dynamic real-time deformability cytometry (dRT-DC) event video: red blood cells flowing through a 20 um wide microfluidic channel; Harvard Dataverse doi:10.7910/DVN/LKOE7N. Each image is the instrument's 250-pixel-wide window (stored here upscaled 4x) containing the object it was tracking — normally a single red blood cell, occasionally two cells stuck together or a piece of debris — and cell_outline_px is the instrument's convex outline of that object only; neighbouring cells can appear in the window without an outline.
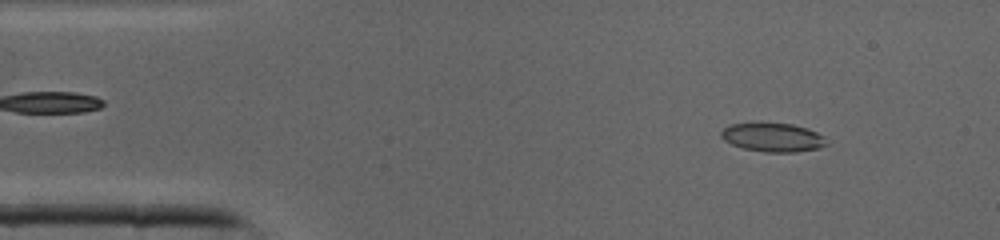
{"species": "common noctule bat (a hibernating species)", "species_latin": "Nyctalus noctula", "temperature_condition": "cold", "stored_images_in_passage": 39, "camera_frame_rate_fps": 3000, "um_per_image_px": 0.085, "animal": {"sex": "male", "body_mass_g": 19.0, "forearm_length_mm": 50.8}, "frame": {"image": 1, "passage_image": 3, "time_ms": 0.667, "image_size_px": [1000, 240], "cell_outline_px": [[828, 144], [820, 148], [796, 152], [764, 152], [744, 148], [732, 144], [724, 140], [720, 136], [720, 132], [724, 128], [732, 124], [760, 120], [792, 124], [808, 128], [824, 136]], "centroid_in_image_um": [65.68, 11.63], "position_along_channel_um": 19.3, "area_um2": 18.32}}
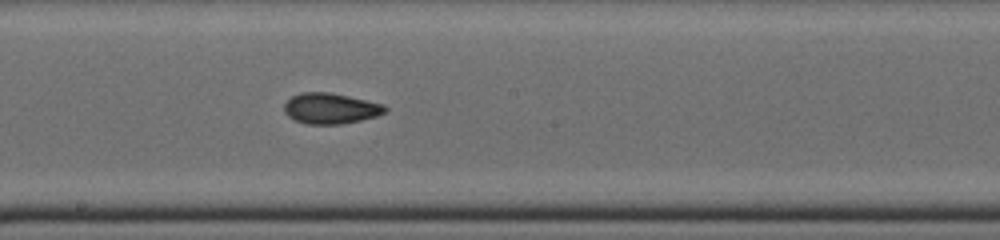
{"frame": {"image": 2, "passage_image": 20, "time_ms": 6.333, "image_size_px": [1000, 240], "cell_outline_px": [[388, 108], [384, 112], [376, 116], [360, 120], [340, 124], [308, 124], [296, 120], [288, 116], [284, 112], [284, 104], [292, 96], [300, 92], [328, 92], [348, 96], [384, 104]], "centroid_in_image_um": [28.08, 9.21], "position_along_channel_um": 220.1, "area_um2": 17.92}}
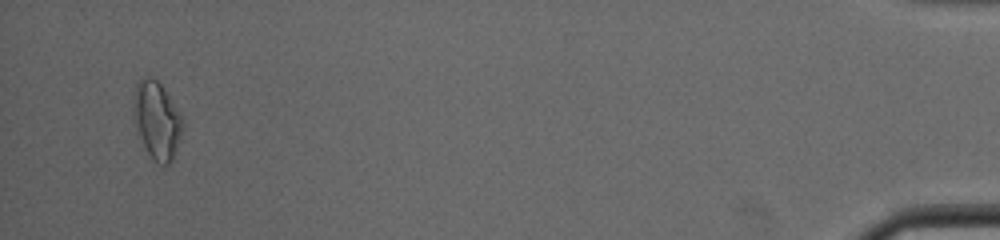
{"frame": {"image": 3, "passage_image": 38, "time_ms": 12.333, "image_size_px": [1000, 240], "cell_outline_px": [[184, 128], [176, 152], [172, 160], [168, 164], [156, 164], [152, 160], [140, 136], [132, 116], [136, 80], [144, 76], [152, 76], [160, 84], [180, 112], [184, 120]], "centroid_in_image_um": [13.34, 10.21], "position_along_channel_um": 421.9, "area_um2": 22.43}}